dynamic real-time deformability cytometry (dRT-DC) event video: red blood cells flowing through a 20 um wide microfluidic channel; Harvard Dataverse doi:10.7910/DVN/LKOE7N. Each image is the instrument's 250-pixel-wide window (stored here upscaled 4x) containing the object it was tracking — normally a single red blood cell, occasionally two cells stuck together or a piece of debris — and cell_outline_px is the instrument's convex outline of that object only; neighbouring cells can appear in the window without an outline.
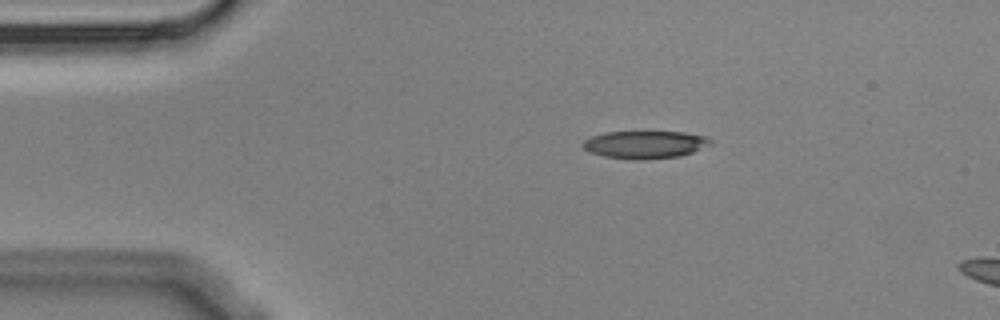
{"species": "Egyptian fruit bat (a non-hibernating species)", "species_latin": "Rousettus aegyptiacus", "temperature_condition": "cold", "stored_images_in_passage": 3, "camera_frame_rate_fps": 3000, "um_per_image_px": 0.085, "animal": {"sex": "male"}, "frame": {"image": 1, "passage_image": 1, "time_ms": 0.0, "image_size_px": [1000, 320], "cell_outline_px": [[712, 144], [692, 152], [680, 156], [644, 160], [636, 160], [604, 156], [588, 152], [580, 144], [584, 140], [592, 136], [604, 132], [684, 132], [708, 136], [712, 140]], "centroid_in_image_um": [54.82, 12.29], "position_along_channel_um": 30.2, "area_um2": 20.75}}